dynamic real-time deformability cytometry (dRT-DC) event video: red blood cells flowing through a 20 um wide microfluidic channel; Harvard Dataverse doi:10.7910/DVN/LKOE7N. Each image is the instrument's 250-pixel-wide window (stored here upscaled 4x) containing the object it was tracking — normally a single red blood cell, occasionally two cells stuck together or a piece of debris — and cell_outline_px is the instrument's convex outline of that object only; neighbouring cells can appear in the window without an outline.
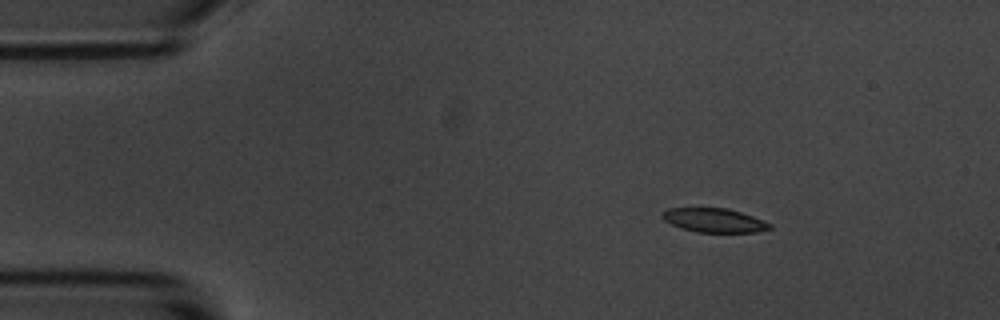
{"species": "common noctule bat (a hibernating species)", "species_latin": "Nyctalus noctula", "temperature_condition": "room temperature", "stored_images_in_passage": 16, "camera_frame_rate_fps": 3000, "um_per_image_px": 0.085, "animal": {"sex": "male", "body_mass_g": 20.1, "forearm_length_mm": 53.5}, "frame": {"image": 1, "passage_image": 3, "time_ms": 2.333, "image_size_px": [1000, 320], "cell_outline_px": [[772, 228], [756, 232], [696, 232], [680, 228], [664, 220], [660, 216], [668, 208], [728, 208], [764, 220], [772, 224]], "centroid_in_image_um": [60.71, 18.73], "position_along_channel_um": 24.3, "area_um2": 15.03}}
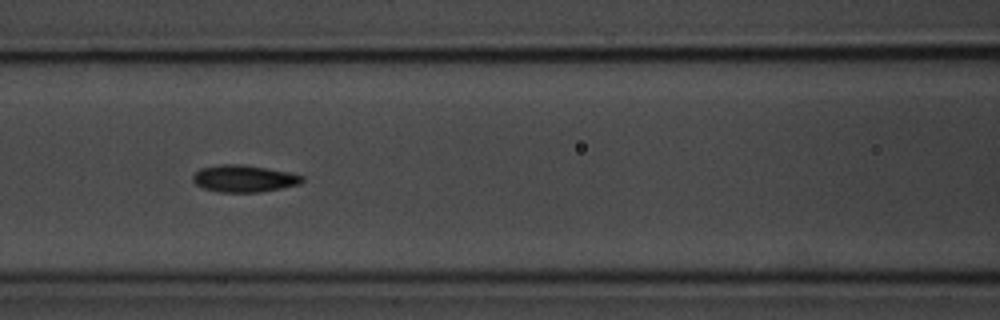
{"frame": {"image": 2, "passage_image": 7, "time_ms": 7.667, "image_size_px": [1000, 320], "cell_outline_px": [[304, 180], [300, 184], [260, 192], [216, 192], [200, 188], [192, 180], [192, 176], [200, 168], [220, 164], [240, 164], [288, 172], [304, 176]], "centroid_in_image_um": [20.69, 15.18], "position_along_channel_um": 145.9, "area_um2": 17.22}}
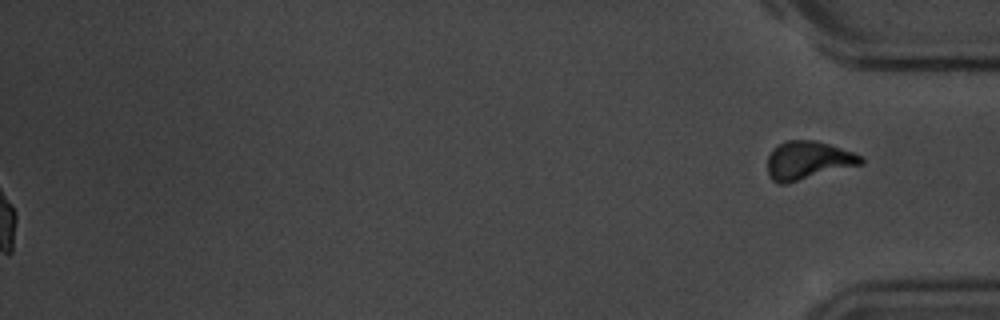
{"frame": {"image": 3, "passage_image": 16, "time_ms": 19.0, "image_size_px": [1000, 320], "cell_outline_px": [[864, 164], [788, 184], [780, 184], [772, 180], [768, 176], [768, 156], [772, 148], [788, 140], [816, 140], [864, 156]], "centroid_in_image_um": [68.69, 13.65], "position_along_channel_um": 366.5, "area_um2": 21.15}, "authors_computed_cell_mechanics": {"area_um2": 16.4152, "velocity_mm_per_s": 3.506, "shape_relaxation_time_tau1_ms": 1.2195, "shape_relaxation_time_tau2_ms": 1.5873, "deformation_change_tau1": 0.0589, "deformation_change_tau2": 0.0494}}